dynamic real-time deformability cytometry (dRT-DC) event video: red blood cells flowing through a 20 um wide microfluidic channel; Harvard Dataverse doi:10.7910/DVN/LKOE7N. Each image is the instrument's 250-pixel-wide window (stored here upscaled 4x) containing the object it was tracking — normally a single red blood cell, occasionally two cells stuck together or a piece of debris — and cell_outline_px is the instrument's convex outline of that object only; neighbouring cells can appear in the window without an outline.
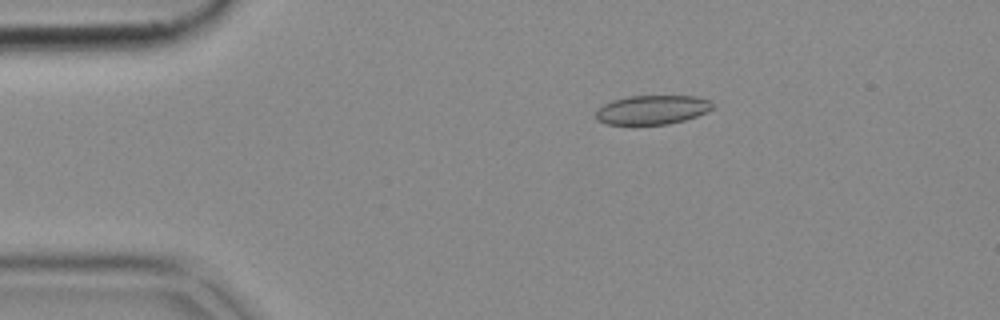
{"species": "common noctule bat (a hibernating species)", "species_latin": "Nyctalus noctula", "temperature_condition": "cold", "stored_images_in_passage": 52, "camera_frame_rate_fps": 3000, "um_per_image_px": 0.085, "animal": {"sex": "female", "body_mass_g": 18.4}, "frame": {"image": 1, "passage_image": 9, "time_ms": 2.667, "image_size_px": [1000, 320], "cell_outline_px": [[716, 104], [708, 112], [684, 120], [668, 124], [608, 124], [596, 120], [596, 112], [604, 104], [612, 100], [628, 96], [696, 96], [708, 100]], "centroid_in_image_um": [55.46, 9.32], "position_along_channel_um": 29.5, "area_um2": 19.77}}
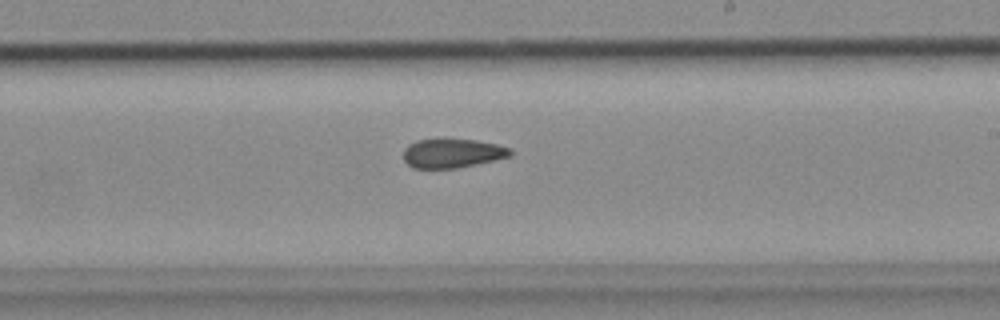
{"frame": {"image": 2, "passage_image": 30, "time_ms": 9.667, "image_size_px": [1000, 320], "cell_outline_px": [[512, 156], [476, 164], [456, 168], [412, 168], [404, 160], [404, 148], [408, 144], [416, 140], [476, 140], [496, 144], [512, 148]], "centroid_in_image_um": [38.46, 13.03], "position_along_channel_um": 250.5, "area_um2": 17.98}}
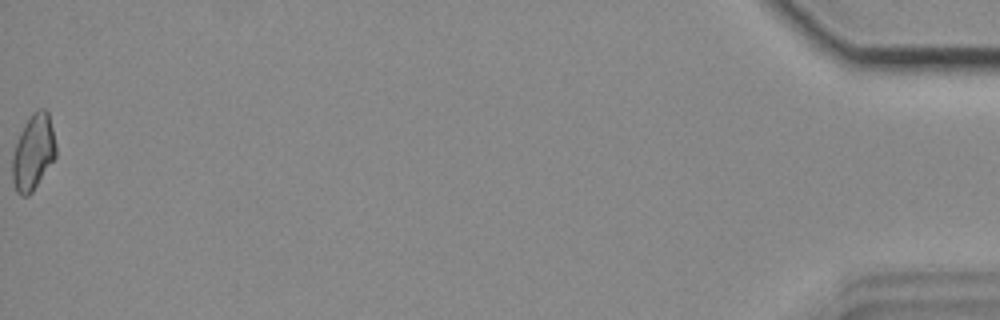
{"frame": {"image": 3, "passage_image": 52, "time_ms": 17.0, "image_size_px": [1000, 320], "cell_outline_px": [[56, 156], [32, 192], [28, 196], [20, 196], [16, 192], [12, 180], [12, 156], [16, 144], [24, 124], [32, 112], [40, 108], [44, 108], [48, 112], [56, 144]], "centroid_in_image_um": [2.82, 12.95], "position_along_channel_um": 432.4, "area_um2": 19.13}}